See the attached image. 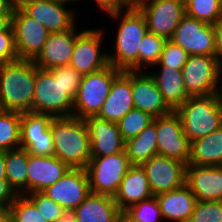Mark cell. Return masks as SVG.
I'll return each instance as SVG.
<instances>
[{
	"label": "cell",
	"mask_w": 222,
	"mask_h": 222,
	"mask_svg": "<svg viewBox=\"0 0 222 222\" xmlns=\"http://www.w3.org/2000/svg\"><path fill=\"white\" fill-rule=\"evenodd\" d=\"M27 194L42 192L53 185L70 168L60 159L53 156L28 154Z\"/></svg>",
	"instance_id": "23"
},
{
	"label": "cell",
	"mask_w": 222,
	"mask_h": 222,
	"mask_svg": "<svg viewBox=\"0 0 222 222\" xmlns=\"http://www.w3.org/2000/svg\"><path fill=\"white\" fill-rule=\"evenodd\" d=\"M35 63L18 59L0 64V110L32 111Z\"/></svg>",
	"instance_id": "2"
},
{
	"label": "cell",
	"mask_w": 222,
	"mask_h": 222,
	"mask_svg": "<svg viewBox=\"0 0 222 222\" xmlns=\"http://www.w3.org/2000/svg\"><path fill=\"white\" fill-rule=\"evenodd\" d=\"M119 21L115 34V52L108 53L109 64L120 70L138 71L139 45L147 33V22L140 9L108 14Z\"/></svg>",
	"instance_id": "3"
},
{
	"label": "cell",
	"mask_w": 222,
	"mask_h": 222,
	"mask_svg": "<svg viewBox=\"0 0 222 222\" xmlns=\"http://www.w3.org/2000/svg\"><path fill=\"white\" fill-rule=\"evenodd\" d=\"M72 213L77 222H117L121 211L114 197L90 193Z\"/></svg>",
	"instance_id": "26"
},
{
	"label": "cell",
	"mask_w": 222,
	"mask_h": 222,
	"mask_svg": "<svg viewBox=\"0 0 222 222\" xmlns=\"http://www.w3.org/2000/svg\"><path fill=\"white\" fill-rule=\"evenodd\" d=\"M188 222H222V201H197Z\"/></svg>",
	"instance_id": "38"
},
{
	"label": "cell",
	"mask_w": 222,
	"mask_h": 222,
	"mask_svg": "<svg viewBox=\"0 0 222 222\" xmlns=\"http://www.w3.org/2000/svg\"><path fill=\"white\" fill-rule=\"evenodd\" d=\"M42 193L61 205L67 212H72L91 193L86 169L70 168Z\"/></svg>",
	"instance_id": "16"
},
{
	"label": "cell",
	"mask_w": 222,
	"mask_h": 222,
	"mask_svg": "<svg viewBox=\"0 0 222 222\" xmlns=\"http://www.w3.org/2000/svg\"><path fill=\"white\" fill-rule=\"evenodd\" d=\"M140 11L146 18L148 32L168 40L186 15L185 0H146Z\"/></svg>",
	"instance_id": "12"
},
{
	"label": "cell",
	"mask_w": 222,
	"mask_h": 222,
	"mask_svg": "<svg viewBox=\"0 0 222 222\" xmlns=\"http://www.w3.org/2000/svg\"><path fill=\"white\" fill-rule=\"evenodd\" d=\"M117 222H138L132 219L125 211H121Z\"/></svg>",
	"instance_id": "51"
},
{
	"label": "cell",
	"mask_w": 222,
	"mask_h": 222,
	"mask_svg": "<svg viewBox=\"0 0 222 222\" xmlns=\"http://www.w3.org/2000/svg\"><path fill=\"white\" fill-rule=\"evenodd\" d=\"M218 95H219V98H220V101H221V104H222V86H219Z\"/></svg>",
	"instance_id": "53"
},
{
	"label": "cell",
	"mask_w": 222,
	"mask_h": 222,
	"mask_svg": "<svg viewBox=\"0 0 222 222\" xmlns=\"http://www.w3.org/2000/svg\"><path fill=\"white\" fill-rule=\"evenodd\" d=\"M153 196L149 182L142 165L132 164L121 181L119 190L114 196L115 203L120 211L151 198Z\"/></svg>",
	"instance_id": "24"
},
{
	"label": "cell",
	"mask_w": 222,
	"mask_h": 222,
	"mask_svg": "<svg viewBox=\"0 0 222 222\" xmlns=\"http://www.w3.org/2000/svg\"><path fill=\"white\" fill-rule=\"evenodd\" d=\"M21 113L0 110V151L20 147Z\"/></svg>",
	"instance_id": "31"
},
{
	"label": "cell",
	"mask_w": 222,
	"mask_h": 222,
	"mask_svg": "<svg viewBox=\"0 0 222 222\" xmlns=\"http://www.w3.org/2000/svg\"><path fill=\"white\" fill-rule=\"evenodd\" d=\"M186 184L197 201H222V166L187 165Z\"/></svg>",
	"instance_id": "21"
},
{
	"label": "cell",
	"mask_w": 222,
	"mask_h": 222,
	"mask_svg": "<svg viewBox=\"0 0 222 222\" xmlns=\"http://www.w3.org/2000/svg\"><path fill=\"white\" fill-rule=\"evenodd\" d=\"M91 145V157H103L125 150L117 123L91 116L85 119Z\"/></svg>",
	"instance_id": "22"
},
{
	"label": "cell",
	"mask_w": 222,
	"mask_h": 222,
	"mask_svg": "<svg viewBox=\"0 0 222 222\" xmlns=\"http://www.w3.org/2000/svg\"><path fill=\"white\" fill-rule=\"evenodd\" d=\"M216 57L222 68V20L214 25Z\"/></svg>",
	"instance_id": "43"
},
{
	"label": "cell",
	"mask_w": 222,
	"mask_h": 222,
	"mask_svg": "<svg viewBox=\"0 0 222 222\" xmlns=\"http://www.w3.org/2000/svg\"><path fill=\"white\" fill-rule=\"evenodd\" d=\"M134 109L132 98V71L122 70L113 80L109 95L97 115L98 118L117 123Z\"/></svg>",
	"instance_id": "20"
},
{
	"label": "cell",
	"mask_w": 222,
	"mask_h": 222,
	"mask_svg": "<svg viewBox=\"0 0 222 222\" xmlns=\"http://www.w3.org/2000/svg\"><path fill=\"white\" fill-rule=\"evenodd\" d=\"M163 220L188 222L197 202L190 187L185 183L173 191L156 195Z\"/></svg>",
	"instance_id": "25"
},
{
	"label": "cell",
	"mask_w": 222,
	"mask_h": 222,
	"mask_svg": "<svg viewBox=\"0 0 222 222\" xmlns=\"http://www.w3.org/2000/svg\"><path fill=\"white\" fill-rule=\"evenodd\" d=\"M0 222H12L9 208H0Z\"/></svg>",
	"instance_id": "48"
},
{
	"label": "cell",
	"mask_w": 222,
	"mask_h": 222,
	"mask_svg": "<svg viewBox=\"0 0 222 222\" xmlns=\"http://www.w3.org/2000/svg\"><path fill=\"white\" fill-rule=\"evenodd\" d=\"M0 179H6L5 152L0 151Z\"/></svg>",
	"instance_id": "49"
},
{
	"label": "cell",
	"mask_w": 222,
	"mask_h": 222,
	"mask_svg": "<svg viewBox=\"0 0 222 222\" xmlns=\"http://www.w3.org/2000/svg\"><path fill=\"white\" fill-rule=\"evenodd\" d=\"M160 71H149L154 78L158 89L167 105L175 111L184 104L189 96L187 94L185 82L182 77V70L169 68L168 66H157Z\"/></svg>",
	"instance_id": "27"
},
{
	"label": "cell",
	"mask_w": 222,
	"mask_h": 222,
	"mask_svg": "<svg viewBox=\"0 0 222 222\" xmlns=\"http://www.w3.org/2000/svg\"><path fill=\"white\" fill-rule=\"evenodd\" d=\"M131 165L125 150L108 156L91 157L85 168L91 193L114 197Z\"/></svg>",
	"instance_id": "7"
},
{
	"label": "cell",
	"mask_w": 222,
	"mask_h": 222,
	"mask_svg": "<svg viewBox=\"0 0 222 222\" xmlns=\"http://www.w3.org/2000/svg\"><path fill=\"white\" fill-rule=\"evenodd\" d=\"M186 15L216 25L222 20V0H185Z\"/></svg>",
	"instance_id": "32"
},
{
	"label": "cell",
	"mask_w": 222,
	"mask_h": 222,
	"mask_svg": "<svg viewBox=\"0 0 222 222\" xmlns=\"http://www.w3.org/2000/svg\"><path fill=\"white\" fill-rule=\"evenodd\" d=\"M74 100L60 82V73H51L35 65V89L32 111L49 113L54 117H70Z\"/></svg>",
	"instance_id": "6"
},
{
	"label": "cell",
	"mask_w": 222,
	"mask_h": 222,
	"mask_svg": "<svg viewBox=\"0 0 222 222\" xmlns=\"http://www.w3.org/2000/svg\"><path fill=\"white\" fill-rule=\"evenodd\" d=\"M57 222H77L72 212H66Z\"/></svg>",
	"instance_id": "50"
},
{
	"label": "cell",
	"mask_w": 222,
	"mask_h": 222,
	"mask_svg": "<svg viewBox=\"0 0 222 222\" xmlns=\"http://www.w3.org/2000/svg\"><path fill=\"white\" fill-rule=\"evenodd\" d=\"M84 31L76 29V25L67 31L50 33L41 53L34 60L40 69H52L69 65L76 38Z\"/></svg>",
	"instance_id": "19"
},
{
	"label": "cell",
	"mask_w": 222,
	"mask_h": 222,
	"mask_svg": "<svg viewBox=\"0 0 222 222\" xmlns=\"http://www.w3.org/2000/svg\"><path fill=\"white\" fill-rule=\"evenodd\" d=\"M187 165L222 166V126L191 142Z\"/></svg>",
	"instance_id": "28"
},
{
	"label": "cell",
	"mask_w": 222,
	"mask_h": 222,
	"mask_svg": "<svg viewBox=\"0 0 222 222\" xmlns=\"http://www.w3.org/2000/svg\"><path fill=\"white\" fill-rule=\"evenodd\" d=\"M50 129L54 142V156L69 168L85 169L91 159L88 126L77 117H54Z\"/></svg>",
	"instance_id": "1"
},
{
	"label": "cell",
	"mask_w": 222,
	"mask_h": 222,
	"mask_svg": "<svg viewBox=\"0 0 222 222\" xmlns=\"http://www.w3.org/2000/svg\"><path fill=\"white\" fill-rule=\"evenodd\" d=\"M125 151L130 163L139 165L158 155L157 117L136 137L125 142Z\"/></svg>",
	"instance_id": "29"
},
{
	"label": "cell",
	"mask_w": 222,
	"mask_h": 222,
	"mask_svg": "<svg viewBox=\"0 0 222 222\" xmlns=\"http://www.w3.org/2000/svg\"><path fill=\"white\" fill-rule=\"evenodd\" d=\"M189 54L172 40L168 39L157 64L154 66H168L182 70L188 61Z\"/></svg>",
	"instance_id": "39"
},
{
	"label": "cell",
	"mask_w": 222,
	"mask_h": 222,
	"mask_svg": "<svg viewBox=\"0 0 222 222\" xmlns=\"http://www.w3.org/2000/svg\"><path fill=\"white\" fill-rule=\"evenodd\" d=\"M146 0H119V12L122 10L140 9Z\"/></svg>",
	"instance_id": "45"
},
{
	"label": "cell",
	"mask_w": 222,
	"mask_h": 222,
	"mask_svg": "<svg viewBox=\"0 0 222 222\" xmlns=\"http://www.w3.org/2000/svg\"><path fill=\"white\" fill-rule=\"evenodd\" d=\"M28 152L18 147L5 151L6 180L17 195L27 194Z\"/></svg>",
	"instance_id": "30"
},
{
	"label": "cell",
	"mask_w": 222,
	"mask_h": 222,
	"mask_svg": "<svg viewBox=\"0 0 222 222\" xmlns=\"http://www.w3.org/2000/svg\"><path fill=\"white\" fill-rule=\"evenodd\" d=\"M48 222H57L67 211L42 192H32L25 195Z\"/></svg>",
	"instance_id": "37"
},
{
	"label": "cell",
	"mask_w": 222,
	"mask_h": 222,
	"mask_svg": "<svg viewBox=\"0 0 222 222\" xmlns=\"http://www.w3.org/2000/svg\"><path fill=\"white\" fill-rule=\"evenodd\" d=\"M53 118L49 113H21L20 147L30 155L53 156L54 142L50 129Z\"/></svg>",
	"instance_id": "10"
},
{
	"label": "cell",
	"mask_w": 222,
	"mask_h": 222,
	"mask_svg": "<svg viewBox=\"0 0 222 222\" xmlns=\"http://www.w3.org/2000/svg\"><path fill=\"white\" fill-rule=\"evenodd\" d=\"M166 41V38L147 31L139 45L138 71L158 63Z\"/></svg>",
	"instance_id": "33"
},
{
	"label": "cell",
	"mask_w": 222,
	"mask_h": 222,
	"mask_svg": "<svg viewBox=\"0 0 222 222\" xmlns=\"http://www.w3.org/2000/svg\"><path fill=\"white\" fill-rule=\"evenodd\" d=\"M9 210L12 222H48L25 195H17Z\"/></svg>",
	"instance_id": "35"
},
{
	"label": "cell",
	"mask_w": 222,
	"mask_h": 222,
	"mask_svg": "<svg viewBox=\"0 0 222 222\" xmlns=\"http://www.w3.org/2000/svg\"><path fill=\"white\" fill-rule=\"evenodd\" d=\"M56 3H59V4H62V5H66L67 3H74V2H77L79 0H52ZM81 1V0H80Z\"/></svg>",
	"instance_id": "52"
},
{
	"label": "cell",
	"mask_w": 222,
	"mask_h": 222,
	"mask_svg": "<svg viewBox=\"0 0 222 222\" xmlns=\"http://www.w3.org/2000/svg\"><path fill=\"white\" fill-rule=\"evenodd\" d=\"M132 98L134 108L153 117L166 115L173 110L165 102L154 78L143 71H132Z\"/></svg>",
	"instance_id": "18"
},
{
	"label": "cell",
	"mask_w": 222,
	"mask_h": 222,
	"mask_svg": "<svg viewBox=\"0 0 222 222\" xmlns=\"http://www.w3.org/2000/svg\"><path fill=\"white\" fill-rule=\"evenodd\" d=\"M16 4L14 0H0V15H12Z\"/></svg>",
	"instance_id": "46"
},
{
	"label": "cell",
	"mask_w": 222,
	"mask_h": 222,
	"mask_svg": "<svg viewBox=\"0 0 222 222\" xmlns=\"http://www.w3.org/2000/svg\"><path fill=\"white\" fill-rule=\"evenodd\" d=\"M51 73H60V82L63 85L66 93L75 100L78 87L80 86L82 75L72 66H57L49 69Z\"/></svg>",
	"instance_id": "40"
},
{
	"label": "cell",
	"mask_w": 222,
	"mask_h": 222,
	"mask_svg": "<svg viewBox=\"0 0 222 222\" xmlns=\"http://www.w3.org/2000/svg\"><path fill=\"white\" fill-rule=\"evenodd\" d=\"M182 77L189 97L209 96L218 93L222 68L216 56L190 55Z\"/></svg>",
	"instance_id": "8"
},
{
	"label": "cell",
	"mask_w": 222,
	"mask_h": 222,
	"mask_svg": "<svg viewBox=\"0 0 222 222\" xmlns=\"http://www.w3.org/2000/svg\"><path fill=\"white\" fill-rule=\"evenodd\" d=\"M141 165L153 196L173 191L186 183L187 164L178 159L156 155Z\"/></svg>",
	"instance_id": "13"
},
{
	"label": "cell",
	"mask_w": 222,
	"mask_h": 222,
	"mask_svg": "<svg viewBox=\"0 0 222 222\" xmlns=\"http://www.w3.org/2000/svg\"><path fill=\"white\" fill-rule=\"evenodd\" d=\"M12 25V15H0V32L6 31Z\"/></svg>",
	"instance_id": "47"
},
{
	"label": "cell",
	"mask_w": 222,
	"mask_h": 222,
	"mask_svg": "<svg viewBox=\"0 0 222 222\" xmlns=\"http://www.w3.org/2000/svg\"><path fill=\"white\" fill-rule=\"evenodd\" d=\"M191 143L184 134L176 111L157 117L158 155L178 159L188 164Z\"/></svg>",
	"instance_id": "15"
},
{
	"label": "cell",
	"mask_w": 222,
	"mask_h": 222,
	"mask_svg": "<svg viewBox=\"0 0 222 222\" xmlns=\"http://www.w3.org/2000/svg\"><path fill=\"white\" fill-rule=\"evenodd\" d=\"M154 118L155 117L147 112L135 108L132 109L117 122L122 139L126 142L127 140L136 137L154 121Z\"/></svg>",
	"instance_id": "34"
},
{
	"label": "cell",
	"mask_w": 222,
	"mask_h": 222,
	"mask_svg": "<svg viewBox=\"0 0 222 222\" xmlns=\"http://www.w3.org/2000/svg\"><path fill=\"white\" fill-rule=\"evenodd\" d=\"M175 111L180 117L184 134L190 143L222 126V104L218 93L189 97Z\"/></svg>",
	"instance_id": "4"
},
{
	"label": "cell",
	"mask_w": 222,
	"mask_h": 222,
	"mask_svg": "<svg viewBox=\"0 0 222 222\" xmlns=\"http://www.w3.org/2000/svg\"><path fill=\"white\" fill-rule=\"evenodd\" d=\"M102 29H85L75 41L70 66L82 76L103 69L109 65L108 53L102 50L104 40Z\"/></svg>",
	"instance_id": "11"
},
{
	"label": "cell",
	"mask_w": 222,
	"mask_h": 222,
	"mask_svg": "<svg viewBox=\"0 0 222 222\" xmlns=\"http://www.w3.org/2000/svg\"><path fill=\"white\" fill-rule=\"evenodd\" d=\"M189 55L216 56L214 25L185 15L171 39Z\"/></svg>",
	"instance_id": "14"
},
{
	"label": "cell",
	"mask_w": 222,
	"mask_h": 222,
	"mask_svg": "<svg viewBox=\"0 0 222 222\" xmlns=\"http://www.w3.org/2000/svg\"><path fill=\"white\" fill-rule=\"evenodd\" d=\"M121 71L109 64L99 71L83 75L73 103L72 116L84 120L97 116L109 95L114 78Z\"/></svg>",
	"instance_id": "5"
},
{
	"label": "cell",
	"mask_w": 222,
	"mask_h": 222,
	"mask_svg": "<svg viewBox=\"0 0 222 222\" xmlns=\"http://www.w3.org/2000/svg\"><path fill=\"white\" fill-rule=\"evenodd\" d=\"M15 47L14 30L12 25L4 32H0V64L18 60Z\"/></svg>",
	"instance_id": "41"
},
{
	"label": "cell",
	"mask_w": 222,
	"mask_h": 222,
	"mask_svg": "<svg viewBox=\"0 0 222 222\" xmlns=\"http://www.w3.org/2000/svg\"><path fill=\"white\" fill-rule=\"evenodd\" d=\"M12 27L18 58L34 61L41 53L50 32L17 4L12 13Z\"/></svg>",
	"instance_id": "9"
},
{
	"label": "cell",
	"mask_w": 222,
	"mask_h": 222,
	"mask_svg": "<svg viewBox=\"0 0 222 222\" xmlns=\"http://www.w3.org/2000/svg\"><path fill=\"white\" fill-rule=\"evenodd\" d=\"M97 6L105 11V13L111 14L119 12V0H94Z\"/></svg>",
	"instance_id": "44"
},
{
	"label": "cell",
	"mask_w": 222,
	"mask_h": 222,
	"mask_svg": "<svg viewBox=\"0 0 222 222\" xmlns=\"http://www.w3.org/2000/svg\"><path fill=\"white\" fill-rule=\"evenodd\" d=\"M17 5L50 33L67 31L77 25L75 10L52 0H19Z\"/></svg>",
	"instance_id": "17"
},
{
	"label": "cell",
	"mask_w": 222,
	"mask_h": 222,
	"mask_svg": "<svg viewBox=\"0 0 222 222\" xmlns=\"http://www.w3.org/2000/svg\"><path fill=\"white\" fill-rule=\"evenodd\" d=\"M125 212L138 222H160L163 219L156 196L130 206Z\"/></svg>",
	"instance_id": "36"
},
{
	"label": "cell",
	"mask_w": 222,
	"mask_h": 222,
	"mask_svg": "<svg viewBox=\"0 0 222 222\" xmlns=\"http://www.w3.org/2000/svg\"><path fill=\"white\" fill-rule=\"evenodd\" d=\"M17 194L6 179H0V208H9Z\"/></svg>",
	"instance_id": "42"
}]
</instances>
